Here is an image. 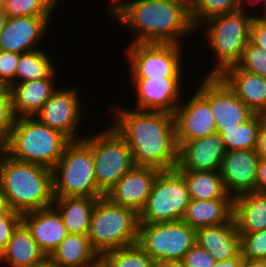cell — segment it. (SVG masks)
<instances>
[{
  "label": "cell",
  "mask_w": 266,
  "mask_h": 267,
  "mask_svg": "<svg viewBox=\"0 0 266 267\" xmlns=\"http://www.w3.org/2000/svg\"><path fill=\"white\" fill-rule=\"evenodd\" d=\"M116 107L108 108L113 116L111 126L129 145L134 165L175 169L179 147L174 114Z\"/></svg>",
  "instance_id": "cell-1"
},
{
  "label": "cell",
  "mask_w": 266,
  "mask_h": 267,
  "mask_svg": "<svg viewBox=\"0 0 266 267\" xmlns=\"http://www.w3.org/2000/svg\"><path fill=\"white\" fill-rule=\"evenodd\" d=\"M113 18L135 35L131 43L179 44L197 32L190 0H129Z\"/></svg>",
  "instance_id": "cell-2"
},
{
  "label": "cell",
  "mask_w": 266,
  "mask_h": 267,
  "mask_svg": "<svg viewBox=\"0 0 266 267\" xmlns=\"http://www.w3.org/2000/svg\"><path fill=\"white\" fill-rule=\"evenodd\" d=\"M0 191L5 208L21 214L53 205V169L15 160L0 149Z\"/></svg>",
  "instance_id": "cell-3"
},
{
  "label": "cell",
  "mask_w": 266,
  "mask_h": 267,
  "mask_svg": "<svg viewBox=\"0 0 266 267\" xmlns=\"http://www.w3.org/2000/svg\"><path fill=\"white\" fill-rule=\"evenodd\" d=\"M71 140L35 117L16 118L1 148L15 160L53 169Z\"/></svg>",
  "instance_id": "cell-4"
},
{
  "label": "cell",
  "mask_w": 266,
  "mask_h": 267,
  "mask_svg": "<svg viewBox=\"0 0 266 267\" xmlns=\"http://www.w3.org/2000/svg\"><path fill=\"white\" fill-rule=\"evenodd\" d=\"M245 7L214 16L197 28V31L204 28L207 44L216 58V65L206 76H220L227 68L241 61L243 51L251 40V26L255 16Z\"/></svg>",
  "instance_id": "cell-5"
},
{
  "label": "cell",
  "mask_w": 266,
  "mask_h": 267,
  "mask_svg": "<svg viewBox=\"0 0 266 267\" xmlns=\"http://www.w3.org/2000/svg\"><path fill=\"white\" fill-rule=\"evenodd\" d=\"M139 214L111 202L106 196L97 199L88 232L93 248L103 253L137 244Z\"/></svg>",
  "instance_id": "cell-6"
},
{
  "label": "cell",
  "mask_w": 266,
  "mask_h": 267,
  "mask_svg": "<svg viewBox=\"0 0 266 267\" xmlns=\"http://www.w3.org/2000/svg\"><path fill=\"white\" fill-rule=\"evenodd\" d=\"M54 197L105 196L97 187L91 148L81 139L71 141L53 168Z\"/></svg>",
  "instance_id": "cell-7"
},
{
  "label": "cell",
  "mask_w": 266,
  "mask_h": 267,
  "mask_svg": "<svg viewBox=\"0 0 266 267\" xmlns=\"http://www.w3.org/2000/svg\"><path fill=\"white\" fill-rule=\"evenodd\" d=\"M109 127L82 137L91 148L97 187L104 195L134 166L129 145L111 125Z\"/></svg>",
  "instance_id": "cell-8"
},
{
  "label": "cell",
  "mask_w": 266,
  "mask_h": 267,
  "mask_svg": "<svg viewBox=\"0 0 266 267\" xmlns=\"http://www.w3.org/2000/svg\"><path fill=\"white\" fill-rule=\"evenodd\" d=\"M184 177L176 170H162L153 183L139 223L175 222L182 220L190 203Z\"/></svg>",
  "instance_id": "cell-9"
},
{
  "label": "cell",
  "mask_w": 266,
  "mask_h": 267,
  "mask_svg": "<svg viewBox=\"0 0 266 267\" xmlns=\"http://www.w3.org/2000/svg\"><path fill=\"white\" fill-rule=\"evenodd\" d=\"M196 244V230L187 223H140L137 245L155 262L183 260Z\"/></svg>",
  "instance_id": "cell-10"
},
{
  "label": "cell",
  "mask_w": 266,
  "mask_h": 267,
  "mask_svg": "<svg viewBox=\"0 0 266 267\" xmlns=\"http://www.w3.org/2000/svg\"><path fill=\"white\" fill-rule=\"evenodd\" d=\"M181 47L179 44H129L125 50V57L129 60V79L184 77Z\"/></svg>",
  "instance_id": "cell-11"
},
{
  "label": "cell",
  "mask_w": 266,
  "mask_h": 267,
  "mask_svg": "<svg viewBox=\"0 0 266 267\" xmlns=\"http://www.w3.org/2000/svg\"><path fill=\"white\" fill-rule=\"evenodd\" d=\"M205 77L197 91L210 105L217 133L223 128L237 127L254 115L220 76Z\"/></svg>",
  "instance_id": "cell-12"
},
{
  "label": "cell",
  "mask_w": 266,
  "mask_h": 267,
  "mask_svg": "<svg viewBox=\"0 0 266 267\" xmlns=\"http://www.w3.org/2000/svg\"><path fill=\"white\" fill-rule=\"evenodd\" d=\"M65 88H58L35 115V118L63 133L71 141H78L82 139L78 134V127L83 118V105L79 98L78 88Z\"/></svg>",
  "instance_id": "cell-13"
},
{
  "label": "cell",
  "mask_w": 266,
  "mask_h": 267,
  "mask_svg": "<svg viewBox=\"0 0 266 267\" xmlns=\"http://www.w3.org/2000/svg\"><path fill=\"white\" fill-rule=\"evenodd\" d=\"M189 100V101H188ZM174 113L177 142H186L217 133L208 101L196 90Z\"/></svg>",
  "instance_id": "cell-14"
},
{
  "label": "cell",
  "mask_w": 266,
  "mask_h": 267,
  "mask_svg": "<svg viewBox=\"0 0 266 267\" xmlns=\"http://www.w3.org/2000/svg\"><path fill=\"white\" fill-rule=\"evenodd\" d=\"M137 92L135 110L174 114L182 101V78L130 79Z\"/></svg>",
  "instance_id": "cell-15"
},
{
  "label": "cell",
  "mask_w": 266,
  "mask_h": 267,
  "mask_svg": "<svg viewBox=\"0 0 266 267\" xmlns=\"http://www.w3.org/2000/svg\"><path fill=\"white\" fill-rule=\"evenodd\" d=\"M51 17H7L0 34V50L21 54L39 49L38 44L48 34Z\"/></svg>",
  "instance_id": "cell-16"
},
{
  "label": "cell",
  "mask_w": 266,
  "mask_h": 267,
  "mask_svg": "<svg viewBox=\"0 0 266 267\" xmlns=\"http://www.w3.org/2000/svg\"><path fill=\"white\" fill-rule=\"evenodd\" d=\"M159 169L133 166L105 195L111 202L135 210H143L152 191Z\"/></svg>",
  "instance_id": "cell-17"
},
{
  "label": "cell",
  "mask_w": 266,
  "mask_h": 267,
  "mask_svg": "<svg viewBox=\"0 0 266 267\" xmlns=\"http://www.w3.org/2000/svg\"><path fill=\"white\" fill-rule=\"evenodd\" d=\"M259 160L256 149L226 151L220 174L229 195L235 198L248 192H256Z\"/></svg>",
  "instance_id": "cell-18"
},
{
  "label": "cell",
  "mask_w": 266,
  "mask_h": 267,
  "mask_svg": "<svg viewBox=\"0 0 266 267\" xmlns=\"http://www.w3.org/2000/svg\"><path fill=\"white\" fill-rule=\"evenodd\" d=\"M177 144L176 170L220 171L226 150L219 133Z\"/></svg>",
  "instance_id": "cell-19"
},
{
  "label": "cell",
  "mask_w": 266,
  "mask_h": 267,
  "mask_svg": "<svg viewBox=\"0 0 266 267\" xmlns=\"http://www.w3.org/2000/svg\"><path fill=\"white\" fill-rule=\"evenodd\" d=\"M22 222L47 257L69 234L60 213L53 205L22 214Z\"/></svg>",
  "instance_id": "cell-20"
},
{
  "label": "cell",
  "mask_w": 266,
  "mask_h": 267,
  "mask_svg": "<svg viewBox=\"0 0 266 267\" xmlns=\"http://www.w3.org/2000/svg\"><path fill=\"white\" fill-rule=\"evenodd\" d=\"M56 73L55 71L48 78L25 81L9 87L12 95V109L16 118L35 117L58 89L53 80L56 78Z\"/></svg>",
  "instance_id": "cell-21"
},
{
  "label": "cell",
  "mask_w": 266,
  "mask_h": 267,
  "mask_svg": "<svg viewBox=\"0 0 266 267\" xmlns=\"http://www.w3.org/2000/svg\"><path fill=\"white\" fill-rule=\"evenodd\" d=\"M220 77L254 114L266 115V78L238 65L227 68Z\"/></svg>",
  "instance_id": "cell-22"
},
{
  "label": "cell",
  "mask_w": 266,
  "mask_h": 267,
  "mask_svg": "<svg viewBox=\"0 0 266 267\" xmlns=\"http://www.w3.org/2000/svg\"><path fill=\"white\" fill-rule=\"evenodd\" d=\"M196 244L217 262L237 257L241 253V238L234 218L228 223L197 229Z\"/></svg>",
  "instance_id": "cell-23"
},
{
  "label": "cell",
  "mask_w": 266,
  "mask_h": 267,
  "mask_svg": "<svg viewBox=\"0 0 266 267\" xmlns=\"http://www.w3.org/2000/svg\"><path fill=\"white\" fill-rule=\"evenodd\" d=\"M234 198L191 199L182 221L195 230L228 223L233 219Z\"/></svg>",
  "instance_id": "cell-24"
},
{
  "label": "cell",
  "mask_w": 266,
  "mask_h": 267,
  "mask_svg": "<svg viewBox=\"0 0 266 267\" xmlns=\"http://www.w3.org/2000/svg\"><path fill=\"white\" fill-rule=\"evenodd\" d=\"M46 258L45 253L21 221L14 229L6 249L0 255V264H7L8 267H35Z\"/></svg>",
  "instance_id": "cell-25"
},
{
  "label": "cell",
  "mask_w": 266,
  "mask_h": 267,
  "mask_svg": "<svg viewBox=\"0 0 266 267\" xmlns=\"http://www.w3.org/2000/svg\"><path fill=\"white\" fill-rule=\"evenodd\" d=\"M49 258L60 267H100L101 256L88 235L69 233Z\"/></svg>",
  "instance_id": "cell-26"
},
{
  "label": "cell",
  "mask_w": 266,
  "mask_h": 267,
  "mask_svg": "<svg viewBox=\"0 0 266 267\" xmlns=\"http://www.w3.org/2000/svg\"><path fill=\"white\" fill-rule=\"evenodd\" d=\"M233 218L239 234L266 229V193L248 192L235 197Z\"/></svg>",
  "instance_id": "cell-27"
},
{
  "label": "cell",
  "mask_w": 266,
  "mask_h": 267,
  "mask_svg": "<svg viewBox=\"0 0 266 267\" xmlns=\"http://www.w3.org/2000/svg\"><path fill=\"white\" fill-rule=\"evenodd\" d=\"M97 199L80 196L55 197L53 206L60 213L68 233L88 235Z\"/></svg>",
  "instance_id": "cell-28"
},
{
  "label": "cell",
  "mask_w": 266,
  "mask_h": 267,
  "mask_svg": "<svg viewBox=\"0 0 266 267\" xmlns=\"http://www.w3.org/2000/svg\"><path fill=\"white\" fill-rule=\"evenodd\" d=\"M185 179L191 199L233 198L225 189L220 171L177 170Z\"/></svg>",
  "instance_id": "cell-29"
},
{
  "label": "cell",
  "mask_w": 266,
  "mask_h": 267,
  "mask_svg": "<svg viewBox=\"0 0 266 267\" xmlns=\"http://www.w3.org/2000/svg\"><path fill=\"white\" fill-rule=\"evenodd\" d=\"M266 115L254 114L249 120L237 127L223 128L219 134L222 136L226 151L256 149L258 132Z\"/></svg>",
  "instance_id": "cell-30"
},
{
  "label": "cell",
  "mask_w": 266,
  "mask_h": 267,
  "mask_svg": "<svg viewBox=\"0 0 266 267\" xmlns=\"http://www.w3.org/2000/svg\"><path fill=\"white\" fill-rule=\"evenodd\" d=\"M48 55L42 49L21 53L16 68V84L48 78L57 71Z\"/></svg>",
  "instance_id": "cell-31"
},
{
  "label": "cell",
  "mask_w": 266,
  "mask_h": 267,
  "mask_svg": "<svg viewBox=\"0 0 266 267\" xmlns=\"http://www.w3.org/2000/svg\"><path fill=\"white\" fill-rule=\"evenodd\" d=\"M100 267H156V262L134 244L103 253Z\"/></svg>",
  "instance_id": "cell-32"
},
{
  "label": "cell",
  "mask_w": 266,
  "mask_h": 267,
  "mask_svg": "<svg viewBox=\"0 0 266 267\" xmlns=\"http://www.w3.org/2000/svg\"><path fill=\"white\" fill-rule=\"evenodd\" d=\"M244 7L242 0H190L191 18L199 28L205 21Z\"/></svg>",
  "instance_id": "cell-33"
},
{
  "label": "cell",
  "mask_w": 266,
  "mask_h": 267,
  "mask_svg": "<svg viewBox=\"0 0 266 267\" xmlns=\"http://www.w3.org/2000/svg\"><path fill=\"white\" fill-rule=\"evenodd\" d=\"M59 0H7V17L53 16Z\"/></svg>",
  "instance_id": "cell-34"
},
{
  "label": "cell",
  "mask_w": 266,
  "mask_h": 267,
  "mask_svg": "<svg viewBox=\"0 0 266 267\" xmlns=\"http://www.w3.org/2000/svg\"><path fill=\"white\" fill-rule=\"evenodd\" d=\"M237 65L243 70L266 78V52L251 40L246 45L241 61Z\"/></svg>",
  "instance_id": "cell-35"
},
{
  "label": "cell",
  "mask_w": 266,
  "mask_h": 267,
  "mask_svg": "<svg viewBox=\"0 0 266 267\" xmlns=\"http://www.w3.org/2000/svg\"><path fill=\"white\" fill-rule=\"evenodd\" d=\"M9 87H0V149L6 144L15 122Z\"/></svg>",
  "instance_id": "cell-36"
},
{
  "label": "cell",
  "mask_w": 266,
  "mask_h": 267,
  "mask_svg": "<svg viewBox=\"0 0 266 267\" xmlns=\"http://www.w3.org/2000/svg\"><path fill=\"white\" fill-rule=\"evenodd\" d=\"M241 254L245 259L266 260V229L253 234H240Z\"/></svg>",
  "instance_id": "cell-37"
},
{
  "label": "cell",
  "mask_w": 266,
  "mask_h": 267,
  "mask_svg": "<svg viewBox=\"0 0 266 267\" xmlns=\"http://www.w3.org/2000/svg\"><path fill=\"white\" fill-rule=\"evenodd\" d=\"M21 221L22 214L17 211L4 208L0 212V255L6 249L14 229Z\"/></svg>",
  "instance_id": "cell-38"
},
{
  "label": "cell",
  "mask_w": 266,
  "mask_h": 267,
  "mask_svg": "<svg viewBox=\"0 0 266 267\" xmlns=\"http://www.w3.org/2000/svg\"><path fill=\"white\" fill-rule=\"evenodd\" d=\"M20 54L0 50V87L16 84V68Z\"/></svg>",
  "instance_id": "cell-39"
},
{
  "label": "cell",
  "mask_w": 266,
  "mask_h": 267,
  "mask_svg": "<svg viewBox=\"0 0 266 267\" xmlns=\"http://www.w3.org/2000/svg\"><path fill=\"white\" fill-rule=\"evenodd\" d=\"M183 262L186 267H213L217 261L208 251L195 244L186 252Z\"/></svg>",
  "instance_id": "cell-40"
},
{
  "label": "cell",
  "mask_w": 266,
  "mask_h": 267,
  "mask_svg": "<svg viewBox=\"0 0 266 267\" xmlns=\"http://www.w3.org/2000/svg\"><path fill=\"white\" fill-rule=\"evenodd\" d=\"M251 41L266 52V17L254 16L251 26Z\"/></svg>",
  "instance_id": "cell-41"
},
{
  "label": "cell",
  "mask_w": 266,
  "mask_h": 267,
  "mask_svg": "<svg viewBox=\"0 0 266 267\" xmlns=\"http://www.w3.org/2000/svg\"><path fill=\"white\" fill-rule=\"evenodd\" d=\"M256 192L266 193V159L260 158L256 174Z\"/></svg>",
  "instance_id": "cell-42"
},
{
  "label": "cell",
  "mask_w": 266,
  "mask_h": 267,
  "mask_svg": "<svg viewBox=\"0 0 266 267\" xmlns=\"http://www.w3.org/2000/svg\"><path fill=\"white\" fill-rule=\"evenodd\" d=\"M256 152L260 158L266 159V120L262 123L258 132Z\"/></svg>",
  "instance_id": "cell-43"
},
{
  "label": "cell",
  "mask_w": 266,
  "mask_h": 267,
  "mask_svg": "<svg viewBox=\"0 0 266 267\" xmlns=\"http://www.w3.org/2000/svg\"><path fill=\"white\" fill-rule=\"evenodd\" d=\"M245 258L240 253L237 257L228 260L218 261L213 267H243Z\"/></svg>",
  "instance_id": "cell-44"
},
{
  "label": "cell",
  "mask_w": 266,
  "mask_h": 267,
  "mask_svg": "<svg viewBox=\"0 0 266 267\" xmlns=\"http://www.w3.org/2000/svg\"><path fill=\"white\" fill-rule=\"evenodd\" d=\"M111 2L108 11L106 13H109V15L114 16L129 0H109Z\"/></svg>",
  "instance_id": "cell-45"
},
{
  "label": "cell",
  "mask_w": 266,
  "mask_h": 267,
  "mask_svg": "<svg viewBox=\"0 0 266 267\" xmlns=\"http://www.w3.org/2000/svg\"><path fill=\"white\" fill-rule=\"evenodd\" d=\"M156 267H186L183 260H162L156 262Z\"/></svg>",
  "instance_id": "cell-46"
},
{
  "label": "cell",
  "mask_w": 266,
  "mask_h": 267,
  "mask_svg": "<svg viewBox=\"0 0 266 267\" xmlns=\"http://www.w3.org/2000/svg\"><path fill=\"white\" fill-rule=\"evenodd\" d=\"M243 267H266V260L245 259Z\"/></svg>",
  "instance_id": "cell-47"
},
{
  "label": "cell",
  "mask_w": 266,
  "mask_h": 267,
  "mask_svg": "<svg viewBox=\"0 0 266 267\" xmlns=\"http://www.w3.org/2000/svg\"><path fill=\"white\" fill-rule=\"evenodd\" d=\"M35 267H60L54 263L49 257H47L43 262L39 263Z\"/></svg>",
  "instance_id": "cell-48"
},
{
  "label": "cell",
  "mask_w": 266,
  "mask_h": 267,
  "mask_svg": "<svg viewBox=\"0 0 266 267\" xmlns=\"http://www.w3.org/2000/svg\"><path fill=\"white\" fill-rule=\"evenodd\" d=\"M7 20V14L4 8H0V34L4 28L5 22Z\"/></svg>",
  "instance_id": "cell-49"
},
{
  "label": "cell",
  "mask_w": 266,
  "mask_h": 267,
  "mask_svg": "<svg viewBox=\"0 0 266 267\" xmlns=\"http://www.w3.org/2000/svg\"><path fill=\"white\" fill-rule=\"evenodd\" d=\"M242 2L245 5L248 4L249 6H254L260 2H263V5H262L263 6L262 8H264L263 12L266 10V0H242Z\"/></svg>",
  "instance_id": "cell-50"
},
{
  "label": "cell",
  "mask_w": 266,
  "mask_h": 267,
  "mask_svg": "<svg viewBox=\"0 0 266 267\" xmlns=\"http://www.w3.org/2000/svg\"><path fill=\"white\" fill-rule=\"evenodd\" d=\"M7 0H0V8H5Z\"/></svg>",
  "instance_id": "cell-51"
},
{
  "label": "cell",
  "mask_w": 266,
  "mask_h": 267,
  "mask_svg": "<svg viewBox=\"0 0 266 267\" xmlns=\"http://www.w3.org/2000/svg\"><path fill=\"white\" fill-rule=\"evenodd\" d=\"M0 208H5V205L2 203V199H1V191H0Z\"/></svg>",
  "instance_id": "cell-52"
},
{
  "label": "cell",
  "mask_w": 266,
  "mask_h": 267,
  "mask_svg": "<svg viewBox=\"0 0 266 267\" xmlns=\"http://www.w3.org/2000/svg\"><path fill=\"white\" fill-rule=\"evenodd\" d=\"M261 14L266 17V10L264 12H261Z\"/></svg>",
  "instance_id": "cell-53"
}]
</instances>
